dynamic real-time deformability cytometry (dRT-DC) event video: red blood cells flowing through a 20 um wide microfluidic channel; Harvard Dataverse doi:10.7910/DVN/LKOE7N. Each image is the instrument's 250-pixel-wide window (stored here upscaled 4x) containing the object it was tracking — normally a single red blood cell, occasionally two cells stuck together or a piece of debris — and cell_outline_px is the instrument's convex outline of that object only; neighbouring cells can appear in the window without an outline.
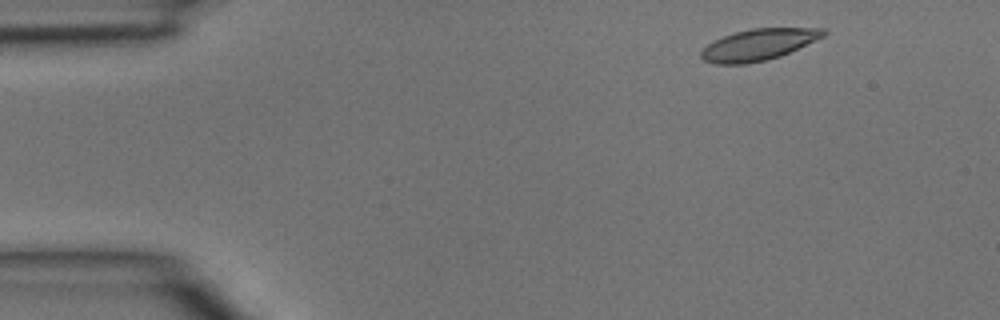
{"species": "common noctule bat (a hibernating species)", "species_latin": "Nyctalus noctula", "temperature_condition": "room temperature", "stored_images_in_passage": 3, "camera_frame_rate_fps": 3000, "um_per_image_px": 0.085, "animal": {"sex": "male", "body_mass_g": 15.6}, "frame": {"image": 1, "passage_image": 1, "time_ms": 0.0, "image_size_px": [1000, 320], "cell_outline_px": [[828, 32], [824, 36], [780, 56], [764, 60], [744, 64], [716, 64], [704, 60], [700, 56], [700, 52], [708, 44], [724, 36], [736, 32], [752, 28], [824, 28]], "centroid_in_image_um": [64.47, 3.79], "position_along_channel_um": 20.5, "area_um2": 22.02}}
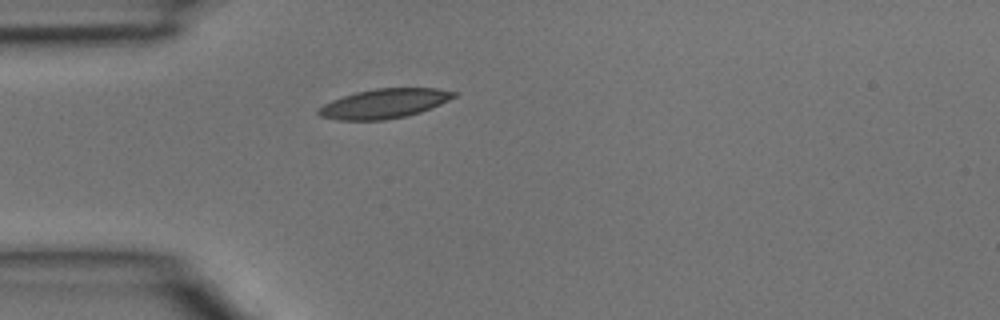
{"frame": {"image": 2, "passage_image": 3, "time_ms": 0.667, "image_size_px": [1000, 320], "cell_outline_px": [[460, 92], [456, 96], [440, 104], [420, 112], [408, 116], [384, 120], [340, 120], [320, 116], [316, 112], [324, 104], [332, 100], [356, 92], [376, 88], [436, 88]], "centroid_in_image_um": [32.69, 8.8], "position_along_channel_um": 52.3, "area_um2": 23.18}}